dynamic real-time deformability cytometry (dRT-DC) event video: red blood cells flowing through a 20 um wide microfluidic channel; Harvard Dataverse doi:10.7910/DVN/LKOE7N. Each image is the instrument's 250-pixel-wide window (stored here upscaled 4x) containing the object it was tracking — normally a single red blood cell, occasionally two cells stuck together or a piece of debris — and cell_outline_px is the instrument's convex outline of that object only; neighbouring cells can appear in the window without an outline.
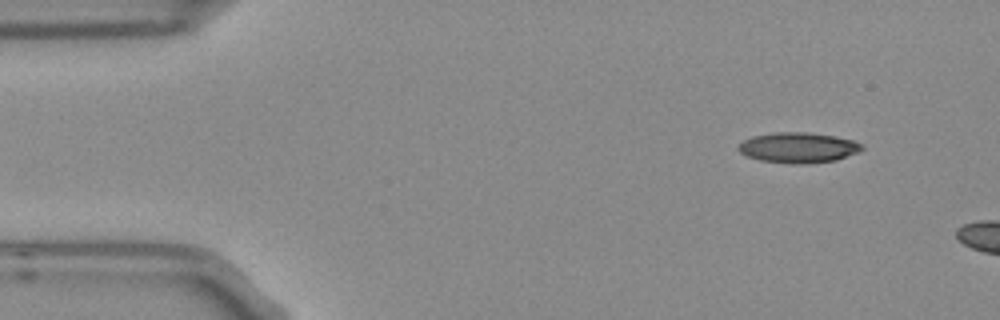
{"species": "Egyptian fruit bat (a non-hibernating species)", "species_latin": "Rousettus aegyptiacus", "temperature_condition": "room temperature", "stored_images_in_passage": 3, "camera_frame_rate_fps": 3000, "um_per_image_px": 0.085, "frame": {"image": 1, "passage_image": 1, "time_ms": 0.0, "image_size_px": [1000, 320], "cell_outline_px": [[864, 148], [860, 152], [836, 160], [804, 164], [792, 164], [760, 160], [748, 156], [740, 152], [736, 148], [744, 140], [752, 136], [776, 132], [808, 132], [836, 136], [852, 140], [864, 144]], "centroid_in_image_um": [67.89, 12.54], "position_along_channel_um": 17.1, "area_um2": 22.02}}